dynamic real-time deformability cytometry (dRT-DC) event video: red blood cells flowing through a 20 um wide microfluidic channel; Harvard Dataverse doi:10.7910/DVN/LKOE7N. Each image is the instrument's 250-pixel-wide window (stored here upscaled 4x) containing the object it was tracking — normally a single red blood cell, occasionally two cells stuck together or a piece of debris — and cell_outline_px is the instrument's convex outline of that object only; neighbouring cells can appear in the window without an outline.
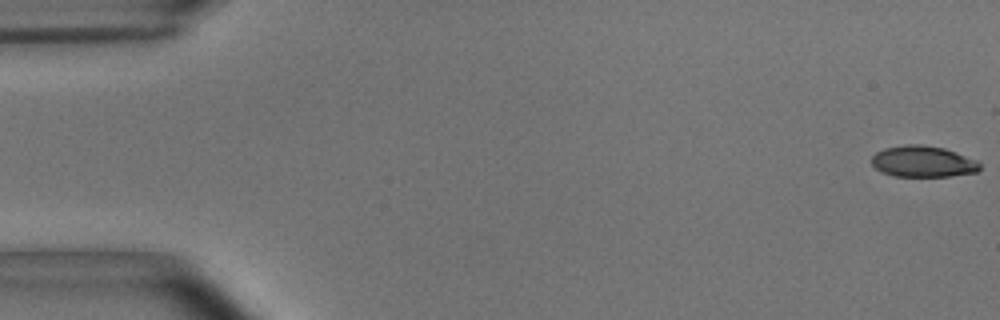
{"species": "common noctule bat (a hibernating species)", "species_latin": "Nyctalus noctula", "temperature_condition": "room temperature", "stored_images_in_passage": 23, "camera_frame_rate_fps": 3000, "um_per_image_px": 0.085, "animal": {"sex": "male", "body_mass_g": 15.6}, "frame": {"image": 1, "passage_image": 1, "time_ms": 0.0, "image_size_px": [1000, 320], "cell_outline_px": [[980, 168], [976, 172], [952, 176], [892, 176], [880, 172], [872, 164], [872, 156], [876, 152], [884, 148], [904, 144], [920, 144], [944, 148], [956, 152], [976, 160], [980, 164]], "centroid_in_image_um": [78.43, 13.72], "position_along_channel_um": 6.6, "area_um2": 19.77}}
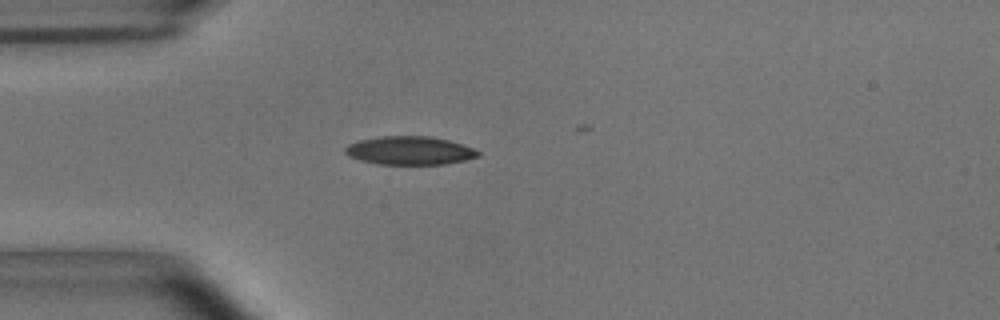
{"frame": {"image": 2, "passage_image": 15, "time_ms": 4.667, "image_size_px": [1000, 320], "cell_outline_px": [[480, 156], [464, 160], [444, 164], [376, 164], [360, 160], [348, 156], [344, 152], [344, 148], [348, 144], [360, 140], [380, 136], [428, 136], [448, 140], [464, 144], [480, 152]], "centroid_in_image_um": [34.8, 12.79], "position_along_channel_um": 50.2, "area_um2": 22.02}}
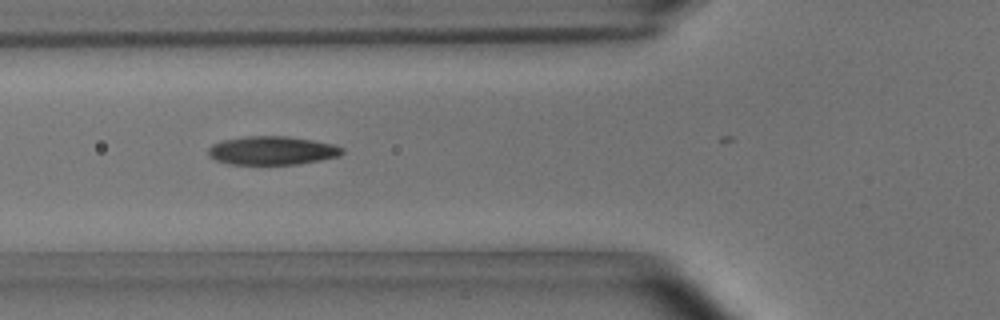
{"frame": {"image": 3, "passage_image": 20, "time_ms": 6.333, "image_size_px": [1000, 320], "cell_outline_px": [[344, 152], [340, 156], [320, 160], [296, 164], [228, 164], [216, 160], [208, 156], [208, 148], [212, 144], [224, 140], [244, 136], [288, 136], [336, 144], [344, 148]], "centroid_in_image_um": [23.15, 12.79], "position_along_channel_um": 102.7, "area_um2": 22.43}}